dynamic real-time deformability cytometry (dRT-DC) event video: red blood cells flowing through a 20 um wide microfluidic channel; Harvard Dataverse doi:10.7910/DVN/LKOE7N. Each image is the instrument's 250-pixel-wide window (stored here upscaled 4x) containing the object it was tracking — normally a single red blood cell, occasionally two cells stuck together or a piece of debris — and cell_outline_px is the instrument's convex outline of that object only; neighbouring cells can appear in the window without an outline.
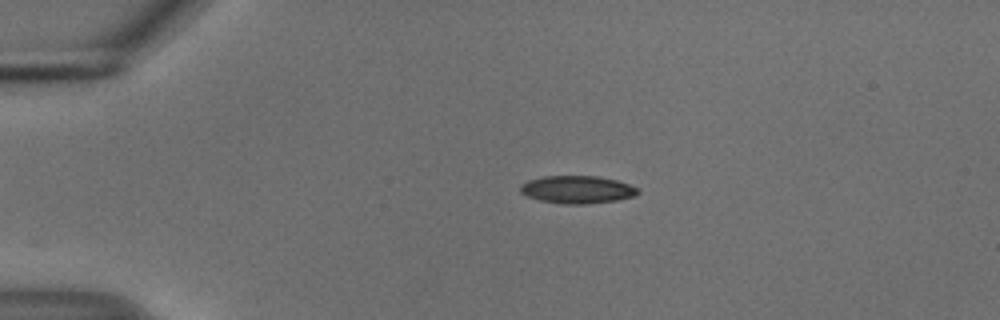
{"species": "common noctule bat (a hibernating species)", "species_latin": "Nyctalus noctula", "temperature_condition": "cold", "stored_images_in_passage": 54, "camera_frame_rate_fps": 3000, "um_per_image_px": 0.085, "animal": {"sex": "male", "body_mass_g": 18.8}, "frame": {"image": 1, "passage_image": 12, "time_ms": 3.667, "image_size_px": [1000, 320], "cell_outline_px": [[640, 192], [636, 196], [616, 200], [588, 204], [564, 204], [540, 200], [528, 196], [520, 192], [520, 184], [528, 180], [544, 176], [600, 176], [616, 180], [640, 188]], "centroid_in_image_um": [49.09, 16.11], "position_along_channel_um": 35.9, "area_um2": 19.07}}
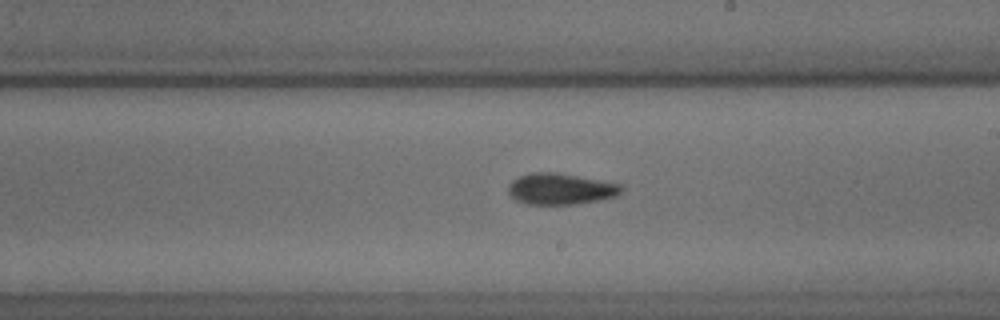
{"frame": {"image": 2, "passage_image": 32, "time_ms": 10.333, "image_size_px": [1000, 320], "cell_outline_px": [[624, 188], [616, 196], [600, 200], [572, 204], [528, 204], [516, 200], [508, 192], [508, 184], [512, 180], [520, 176], [532, 172], [556, 172], [624, 184]], "centroid_in_image_um": [47.67, 16.05], "position_along_channel_um": 241.3, "area_um2": 20.63}}
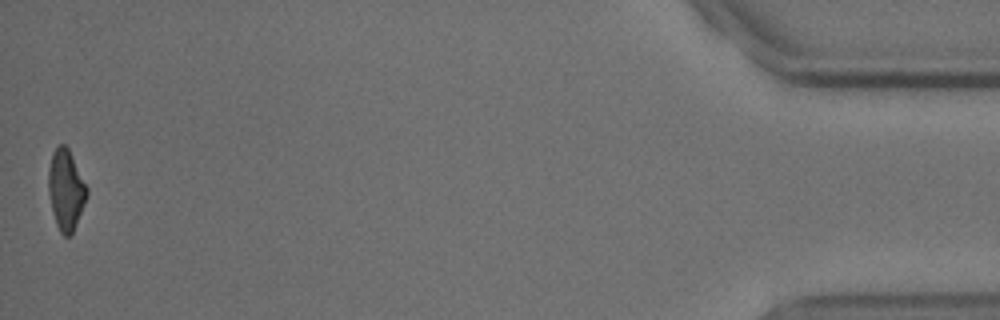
{"frame": {"image": 3, "passage_image": 54, "time_ms": 17.667, "image_size_px": [1000, 320], "cell_outline_px": [[88, 196], [72, 232], [68, 236], [64, 236], [60, 232], [56, 224], [48, 192], [48, 168], [52, 152], [60, 144], [64, 144], [68, 148], [88, 188]], "centroid_in_image_um": [5.59, 16.11], "position_along_channel_um": 429.6, "area_um2": 17.86}, "authors_computed_cell_mechanics": {"area_um2": 19.2474, "velocity_mm_per_s": 3.7499, "shape_relaxation_time_tau1_ms": 8.6084, "shape_relaxation_time_tau2_ms": 7.469, "deformation_change_tau1": 0.1846, "deformation_change_tau2": 0.1407}}